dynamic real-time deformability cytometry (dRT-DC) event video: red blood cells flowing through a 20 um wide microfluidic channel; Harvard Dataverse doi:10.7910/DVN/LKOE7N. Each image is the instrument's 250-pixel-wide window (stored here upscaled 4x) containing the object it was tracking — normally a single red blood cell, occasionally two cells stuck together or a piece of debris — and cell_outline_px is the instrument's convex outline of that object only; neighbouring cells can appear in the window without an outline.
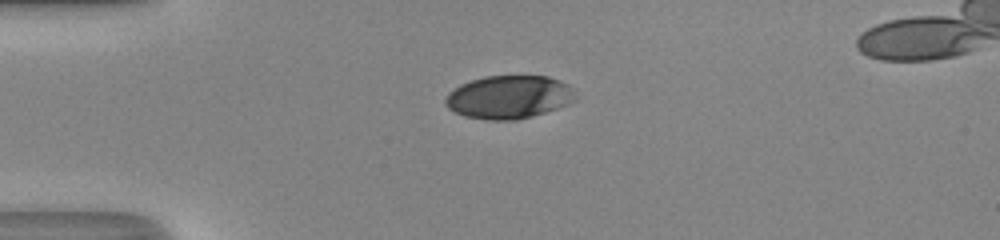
{"species": "human", "species_latin": "Homo sapiens", "temperature_condition": "room temperature", "stored_images_in_passage": 38, "camera_frame_rate_fps": 3000, "um_per_image_px": 0.085, "donor": {"sex": "male"}, "frame": {"image": 1, "passage_image": 1, "time_ms": 0.0, "image_size_px": [1000, 240], "cell_outline_px": [[576, 100], [568, 104], [532, 116], [516, 120], [488, 120], [464, 116], [452, 112], [444, 104], [444, 100], [448, 92], [460, 84], [484, 76], [548, 76], [568, 84], [576, 92]], "centroid_in_image_um": [43.23, 8.25], "position_along_channel_um": 41.8, "area_um2": 32.95}}
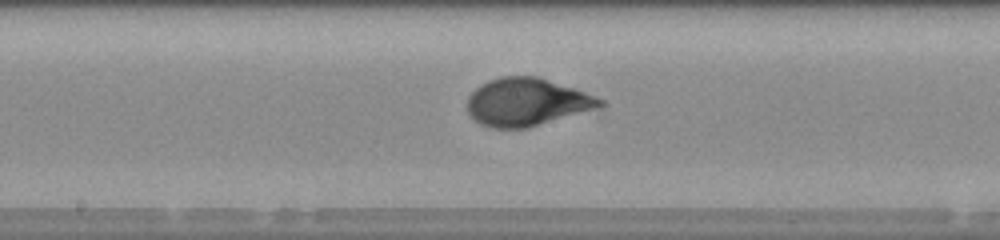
{"frame": {"image": 2, "passage_image": 15, "time_ms": 4.667, "image_size_px": [1000, 240], "cell_outline_px": [[604, 104], [528, 128], [492, 128], [480, 124], [468, 112], [468, 96], [476, 88], [488, 80], [500, 76], [536, 76], [584, 92], [604, 100]], "centroid_in_image_um": [44.69, 8.67], "position_along_channel_um": 203.5, "area_um2": 36.01}}
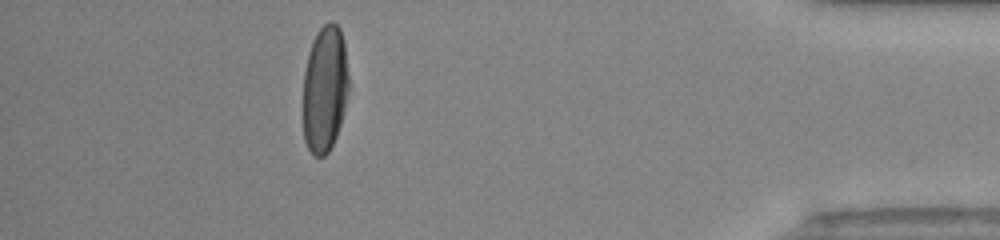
{"frame": {"image": 3, "passage_image": 33, "time_ms": 10.667, "image_size_px": [1000, 240], "cell_outline_px": [[348, 92], [344, 112], [336, 136], [328, 152], [324, 156], [312, 156], [304, 140], [304, 72], [308, 52], [312, 40], [316, 32], [324, 24], [332, 20], [340, 28], [344, 44], [348, 76]], "centroid_in_image_um": [27.6, 7.55], "position_along_channel_um": 407.6, "area_um2": 33.76}, "authors_computed_cell_mechanics": {"area_um2": 35.3736, "velocity_mm_per_s": 4.2065, "shape_relaxation_time_tau1_ms": 3.7975, "shape_relaxation_time_tau2_ms": null, "deformation_change_tau1": 0.1876, "deformation_change_tau2": null}}